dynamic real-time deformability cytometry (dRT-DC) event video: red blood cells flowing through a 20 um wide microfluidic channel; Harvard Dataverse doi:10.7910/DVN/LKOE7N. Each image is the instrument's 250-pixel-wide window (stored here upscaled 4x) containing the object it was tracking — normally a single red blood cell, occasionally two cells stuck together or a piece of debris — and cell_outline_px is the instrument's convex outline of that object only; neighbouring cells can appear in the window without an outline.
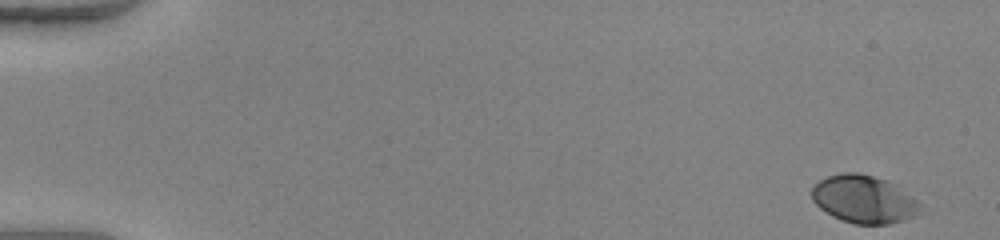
{"species": "human", "species_latin": "Homo sapiens", "temperature_condition": "warm", "stored_images_in_passage": 50, "camera_frame_rate_fps": 3000, "um_per_image_px": 0.085, "donor": {"sex": "female"}, "frame": {"image": 1, "passage_image": 1, "time_ms": 0.0, "image_size_px": [1000, 240], "cell_outline_px": [[920, 208], [912, 216], [904, 220], [888, 224], [856, 224], [832, 216], [820, 208], [812, 200], [812, 188], [820, 180], [828, 176], [844, 172], [856, 172], [888, 180], [900, 184], [920, 204]], "centroid_in_image_um": [73.44, 16.91], "position_along_channel_um": 11.6, "area_um2": 30.17}}
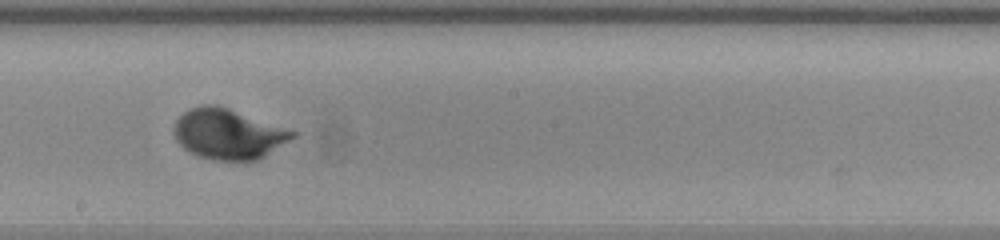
{"frame": {"image": 2, "passage_image": 29, "time_ms": 9.333, "image_size_px": [1000, 240], "cell_outline_px": [[300, 132], [296, 136], [260, 160], [212, 160], [188, 152], [176, 140], [172, 132], [172, 128], [176, 120], [188, 108], [200, 104], [216, 104]], "centroid_in_image_um": [19.4, 11.38], "position_along_channel_um": 228.8, "area_um2": 35.2}}
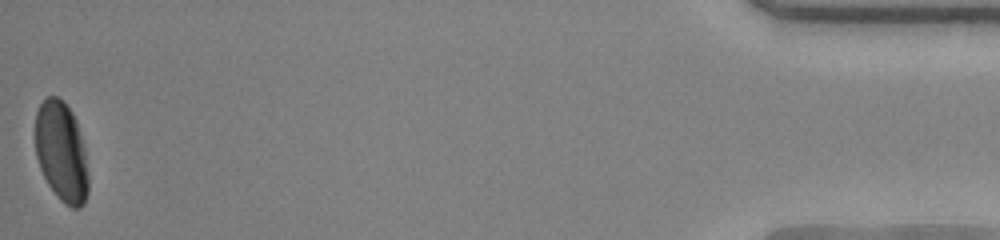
{"frame": {"image": 3, "passage_image": 50, "time_ms": 16.333, "image_size_px": [1000, 240], "cell_outline_px": [[88, 192], [84, 204], [80, 208], [72, 208], [64, 204], [56, 196], [48, 184], [40, 168], [36, 156], [36, 112], [44, 96], [56, 96], [72, 112], [76, 120], [84, 148], [88, 176]], "centroid_in_image_um": [5.22, 12.94], "position_along_channel_um": 430.0, "area_um2": 30.87}, "authors_computed_cell_mechanics": {"area_um2": 31.212, "velocity_mm_per_s": 4.0909, "shape_relaxation_time_tau1_ms": 2.2002, "shape_relaxation_time_tau2_ms": null, "deformation_change_tau1": 0.1701, "deformation_change_tau2": null}}